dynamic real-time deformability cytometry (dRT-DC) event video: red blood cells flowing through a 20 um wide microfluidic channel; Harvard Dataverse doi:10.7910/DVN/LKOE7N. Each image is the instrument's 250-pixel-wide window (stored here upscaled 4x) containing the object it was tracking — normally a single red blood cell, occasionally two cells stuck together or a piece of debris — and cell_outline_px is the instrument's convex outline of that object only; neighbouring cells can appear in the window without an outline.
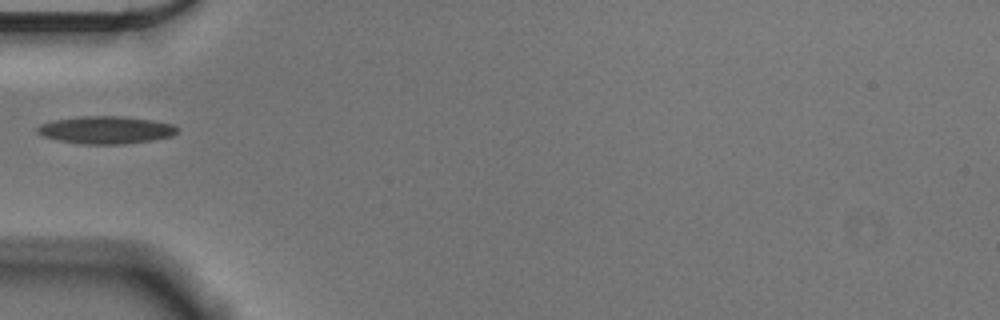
{"species": "Egyptian fruit bat (a non-hibernating species)", "species_latin": "Rousettus aegyptiacus", "temperature_condition": "cold", "stored_images_in_passage": 38, "camera_frame_rate_fps": 3000, "um_per_image_px": 0.085, "animal": {"sex": "male"}, "frame": {"image": 1, "passage_image": 1, "time_ms": 0.0, "image_size_px": [1000, 320], "cell_outline_px": [[180, 128], [172, 136], [152, 140], [124, 144], [80, 144], [56, 140], [44, 136], [36, 132], [36, 128], [40, 124], [52, 120], [80, 116], [120, 116], [152, 120], [172, 124]], "centroid_in_image_um": [8.97, 11.04], "position_along_channel_um": 76.0, "area_um2": 22.6}}
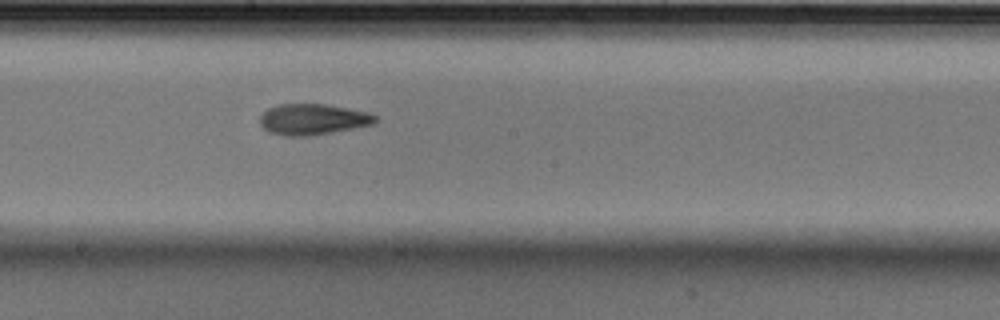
{"frame": {"image": 2, "passage_image": 13, "time_ms": 4.0, "image_size_px": [1000, 320], "cell_outline_px": [[376, 120], [372, 124], [312, 136], [284, 136], [268, 132], [260, 124], [260, 116], [268, 108], [276, 104], [328, 104], [368, 112], [376, 116]], "centroid_in_image_um": [26.55, 10.14], "position_along_channel_um": 221.7, "area_um2": 20.81}}
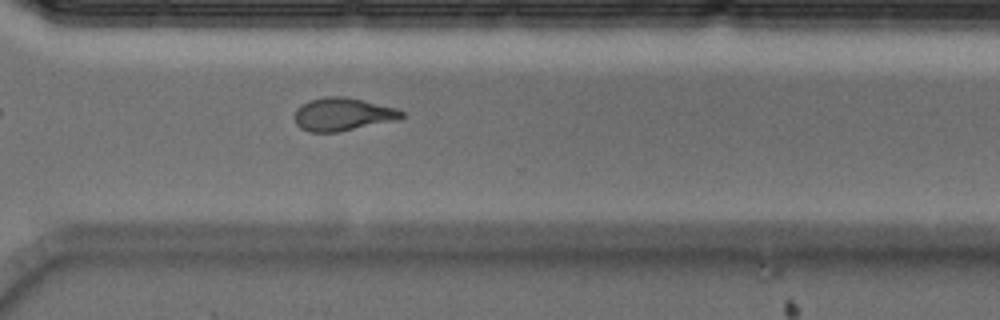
{"frame": {"image": 3, "passage_image": 23, "time_ms": 7.333, "image_size_px": [1000, 320], "cell_outline_px": [[404, 116], [396, 120], [340, 132], [308, 132], [300, 128], [296, 124], [292, 116], [296, 108], [308, 100], [328, 96], [344, 96], [396, 108], [404, 112]], "centroid_in_image_um": [29.07, 9.72], "position_along_channel_um": 341.5, "area_um2": 20.75}}